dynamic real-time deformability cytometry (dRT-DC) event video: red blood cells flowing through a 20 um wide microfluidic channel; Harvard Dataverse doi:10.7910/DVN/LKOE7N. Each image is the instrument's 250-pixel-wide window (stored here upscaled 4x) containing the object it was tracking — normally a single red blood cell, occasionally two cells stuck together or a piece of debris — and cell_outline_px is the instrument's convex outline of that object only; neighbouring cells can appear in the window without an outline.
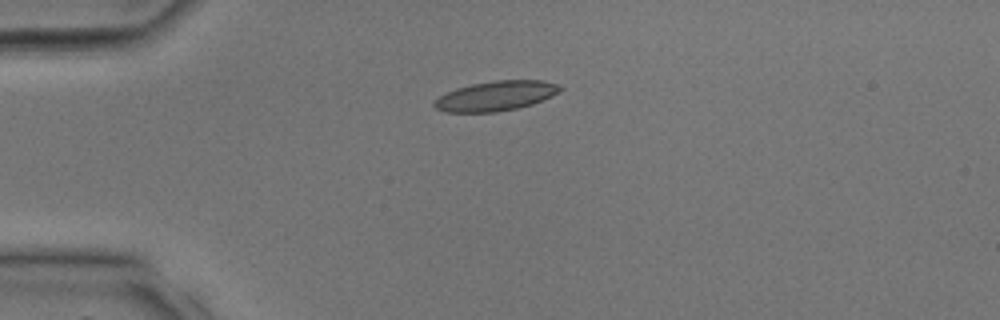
{"species": "common noctule bat (a hibernating species)", "species_latin": "Nyctalus noctula", "temperature_condition": "room temperature", "stored_images_in_passage": 2, "camera_frame_rate_fps": 3000, "um_per_image_px": 0.085, "animal": {"sex": "male", "body_mass_g": 17.9, "forearm_length_mm": 54.2}, "frame": {"image": 1, "passage_image": 1, "time_ms": 0.0, "image_size_px": [1000, 320], "cell_outline_px": [[564, 88], [552, 96], [532, 104], [516, 108], [496, 112], [444, 112], [436, 108], [432, 104], [432, 100], [456, 88], [472, 84], [496, 80], [540, 80], [556, 84]], "centroid_in_image_um": [42.11, 8.15], "position_along_channel_um": 42.9, "area_um2": 21.73}}
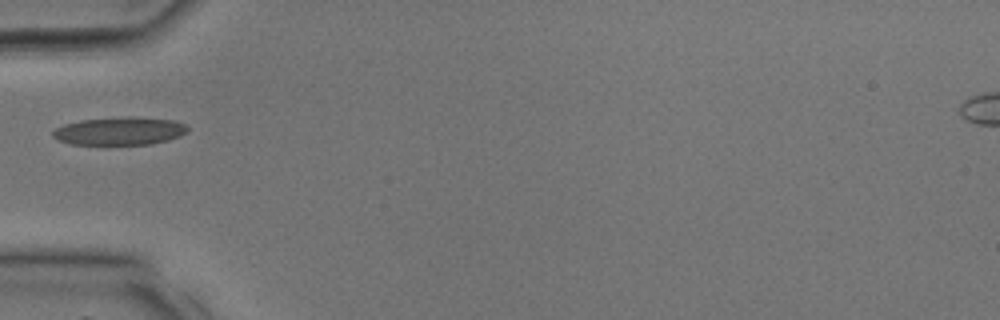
{"frame": {"image": 2, "passage_image": 2, "time_ms": 0.333, "image_size_px": [1000, 320], "cell_outline_px": [[188, 132], [180, 136], [168, 140], [152, 144], [72, 144], [56, 140], [52, 136], [52, 132], [56, 128], [64, 124], [80, 120], [128, 116], [172, 120], [184, 124], [188, 128]], "centroid_in_image_um": [10.15, 11.14], "position_along_channel_um": 74.8, "area_um2": 21.96}}